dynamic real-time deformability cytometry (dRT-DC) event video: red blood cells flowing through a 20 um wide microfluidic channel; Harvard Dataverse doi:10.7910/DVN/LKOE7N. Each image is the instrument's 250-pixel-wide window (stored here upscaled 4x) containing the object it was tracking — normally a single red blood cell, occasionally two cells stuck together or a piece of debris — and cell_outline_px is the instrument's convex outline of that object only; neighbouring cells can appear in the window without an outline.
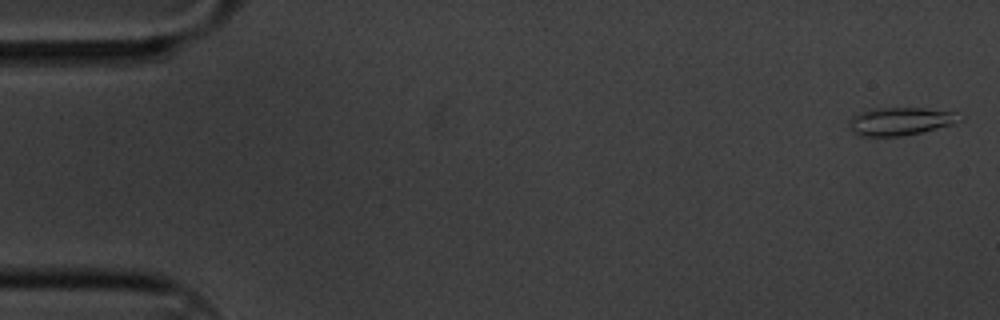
{"species": "common noctule bat (a hibernating species)", "species_latin": "Nyctalus noctula", "temperature_condition": "cold", "stored_images_in_passage": 8, "camera_frame_rate_fps": 3000, "um_per_image_px": 0.085, "animal": {"sex": "male", "body_mass_g": 20.1, "forearm_length_mm": 53.5}, "frame": {"image": 1, "passage_image": 1, "time_ms": 0.0, "image_size_px": [1000, 320], "cell_outline_px": [[964, 120], [952, 124], [920, 132], [900, 136], [860, 136], [852, 132], [848, 120], [852, 116], [860, 112], [872, 108], [924, 108], [956, 112], [964, 116]], "centroid_in_image_um": [76.54, 10.3], "position_along_channel_um": 8.5, "area_um2": 18.09}}
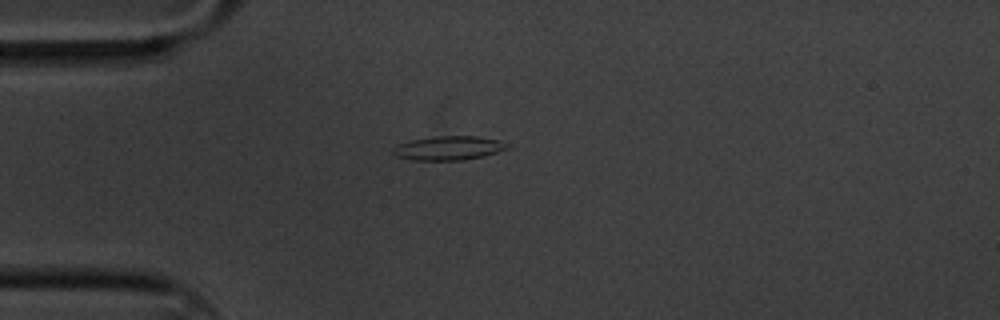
{"frame": {"image": 2, "passage_image": 5, "time_ms": 1.333, "image_size_px": [1000, 320], "cell_outline_px": [[512, 144], [508, 148], [496, 152], [480, 156], [460, 160], [412, 160], [396, 156], [392, 152], [392, 148], [396, 144], [412, 140], [436, 136], [476, 136], [500, 140]], "centroid_in_image_um": [38.11, 12.57], "position_along_channel_um": 46.9, "area_um2": 15.95}}
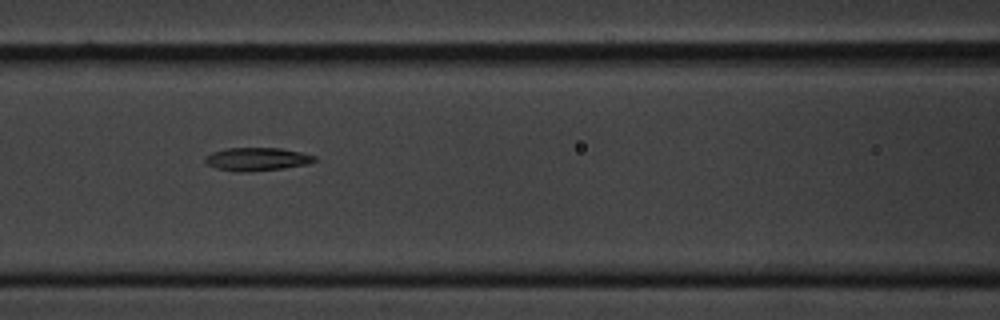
{"frame": {"image": 3, "passage_image": 8, "time_ms": 2.333, "image_size_px": [1000, 320], "cell_outline_px": [[316, 160], [308, 164], [280, 168], [216, 168], [208, 164], [204, 160], [204, 156], [212, 152], [228, 148], [280, 148], [300, 152], [316, 156]], "centroid_in_image_um": [21.89, 13.45], "position_along_channel_um": 144.7, "area_um2": 13.58}}